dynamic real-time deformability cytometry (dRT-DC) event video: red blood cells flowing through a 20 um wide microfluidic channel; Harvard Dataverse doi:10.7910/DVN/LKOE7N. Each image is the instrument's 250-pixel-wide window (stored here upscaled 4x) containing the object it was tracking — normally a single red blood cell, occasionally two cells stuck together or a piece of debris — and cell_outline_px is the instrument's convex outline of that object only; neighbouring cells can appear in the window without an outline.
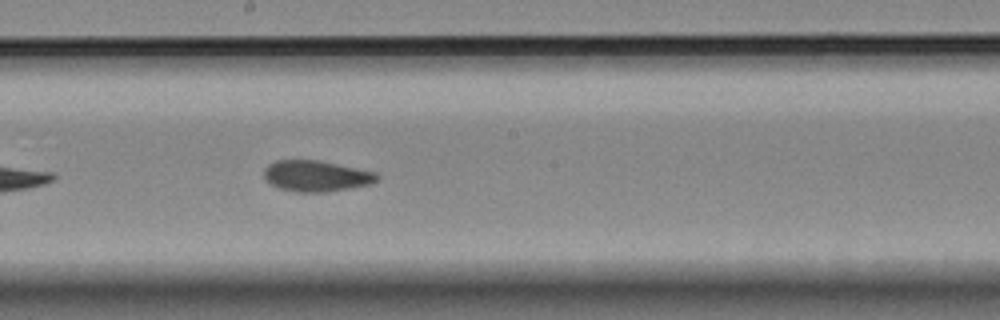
{"species": "Egyptian fruit bat (a non-hibernating species)", "species_latin": "Rousettus aegyptiacus", "temperature_condition": "room temperature", "stored_images_in_passage": 22, "camera_frame_rate_fps": 3000, "um_per_image_px": 0.085, "animal": {"sex": "female"}, "frame": {"image": 1, "passage_image": 13, "time_ms": 4.0, "image_size_px": [1000, 320], "cell_outline_px": [[380, 176], [372, 184], [324, 192], [296, 192], [280, 188], [264, 180], [264, 168], [268, 164], [276, 160], [320, 160], [376, 172]], "centroid_in_image_um": [26.86, 14.95], "position_along_channel_um": 221.3, "area_um2": 20.46}}